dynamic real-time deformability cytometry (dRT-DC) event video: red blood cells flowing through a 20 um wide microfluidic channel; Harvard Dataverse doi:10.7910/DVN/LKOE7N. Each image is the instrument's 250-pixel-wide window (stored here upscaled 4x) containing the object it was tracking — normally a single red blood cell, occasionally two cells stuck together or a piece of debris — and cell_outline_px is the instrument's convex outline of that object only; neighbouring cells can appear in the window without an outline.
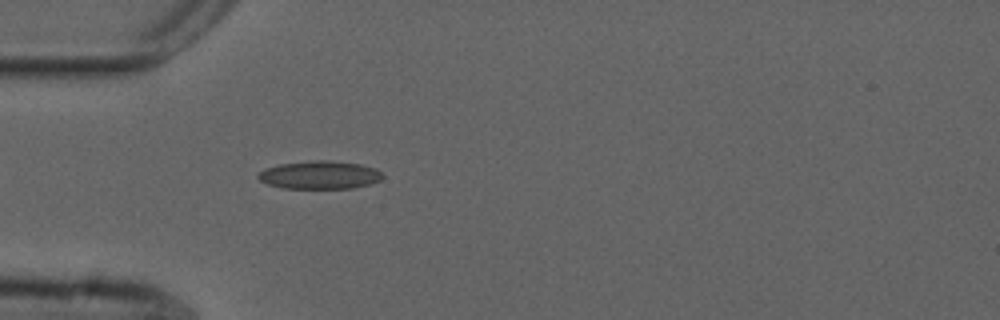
{"species": "common noctule bat (a hibernating species)", "species_latin": "Nyctalus noctula", "temperature_condition": "cold", "stored_images_in_passage": 45, "camera_frame_rate_fps": 3000, "um_per_image_px": 0.085, "animal": {"sex": "male", "forearm_length_mm": 52.5}, "frame": {"image": 1, "passage_image": 7, "time_ms": 2.0, "image_size_px": [1000, 320], "cell_outline_px": [[384, 176], [380, 180], [368, 184], [352, 188], [284, 188], [268, 184], [260, 180], [256, 176], [264, 168], [280, 164], [316, 160], [324, 160], [360, 164], [376, 168]], "centroid_in_image_um": [27.17, 14.87], "position_along_channel_um": 57.8, "area_um2": 20.17}}
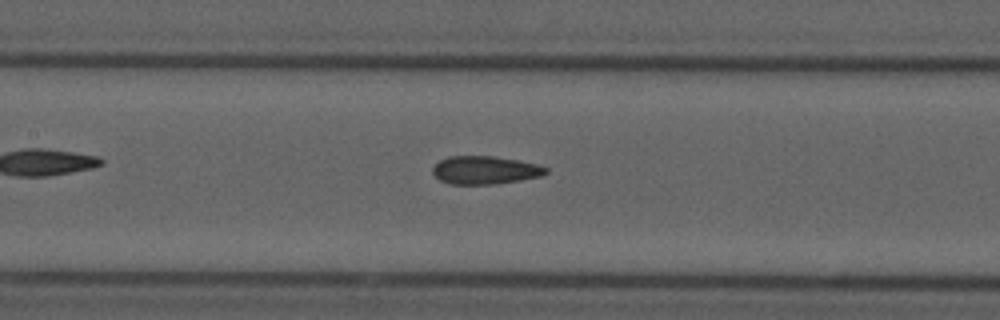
{"frame": {"image": 2, "passage_image": 16, "time_ms": 5.0, "image_size_px": [1000, 320], "cell_outline_px": [[548, 172], [540, 176], [520, 180], [496, 184], [448, 184], [440, 180], [432, 172], [432, 168], [440, 160], [448, 156], [492, 156], [516, 160], [536, 164], [548, 168]], "centroid_in_image_um": [41.2, 14.46], "position_along_channel_um": 166.2, "area_um2": 18.44}}
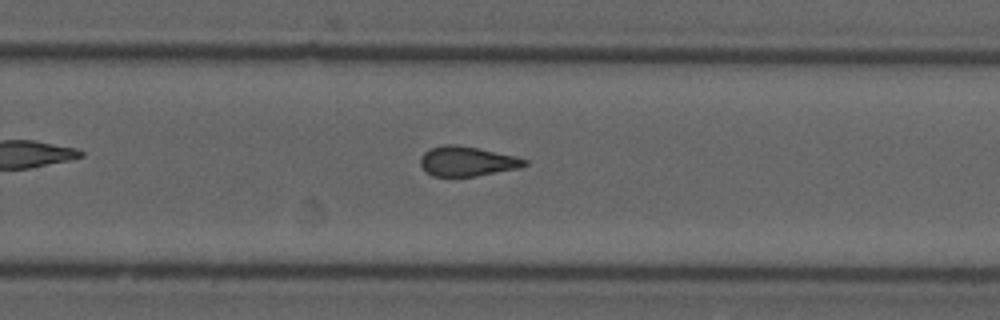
{"frame": {"image": 3, "passage_image": 26, "time_ms": 8.333, "image_size_px": [1000, 320], "cell_outline_px": [[528, 164], [516, 168], [476, 176], [432, 176], [420, 164], [420, 160], [424, 152], [432, 148], [444, 144], [456, 144], [516, 156], [528, 160]], "centroid_in_image_um": [39.7, 13.7], "position_along_channel_um": 290.1, "area_um2": 17.74}, "authors_computed_cell_mechanics": {"area_um2": 18.7272, "velocity_mm_per_s": 3.74, "shape_relaxation_time_tau1_ms": null, "shape_relaxation_time_tau2_ms": 1.9754, "deformation_change_tau1": null, "deformation_change_tau2": 0.1095}}